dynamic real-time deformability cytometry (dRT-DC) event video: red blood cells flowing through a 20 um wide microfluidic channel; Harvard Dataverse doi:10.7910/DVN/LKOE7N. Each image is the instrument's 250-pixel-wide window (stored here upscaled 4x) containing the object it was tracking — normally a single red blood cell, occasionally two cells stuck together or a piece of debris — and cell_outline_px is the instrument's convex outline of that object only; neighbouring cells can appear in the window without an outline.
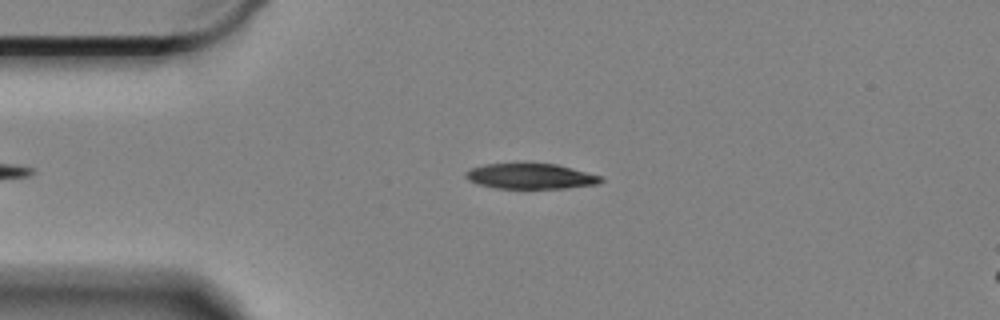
{"species": "Egyptian fruit bat (a non-hibernating species)", "species_latin": "Rousettus aegyptiacus", "temperature_condition": "cold", "stored_images_in_passage": 45, "camera_frame_rate_fps": 3000, "um_per_image_px": 0.085, "animal": {"sex": "female"}, "frame": {"image": 1, "passage_image": 3, "time_ms": 0.667, "image_size_px": [1000, 320], "cell_outline_px": [[604, 180], [596, 184], [564, 188], [496, 188], [480, 184], [468, 180], [464, 176], [464, 172], [472, 168], [484, 164], [516, 160], [524, 160], [556, 164], [604, 176]], "centroid_in_image_um": [45.07, 14.92], "position_along_channel_um": 39.9, "area_um2": 20.98}}
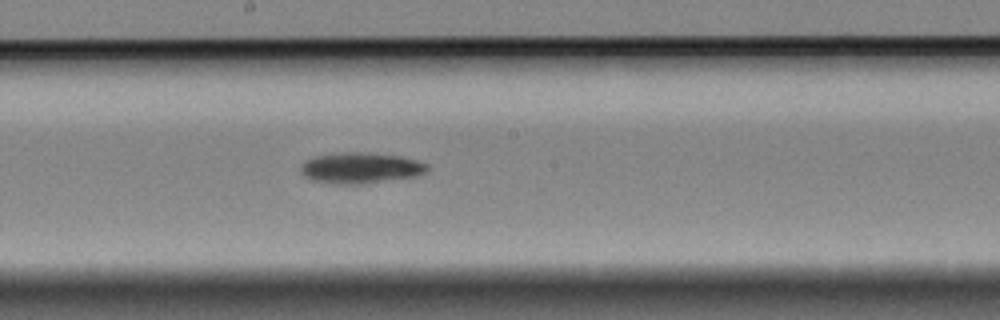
{"frame": {"image": 2, "passage_image": 21, "time_ms": 6.667, "image_size_px": [1000, 320], "cell_outline_px": [[428, 168], [424, 172], [416, 176], [368, 184], [332, 184], [312, 180], [304, 176], [300, 172], [300, 164], [304, 160], [316, 156], [344, 152], [364, 152], [400, 156], [416, 160], [428, 164]], "centroid_in_image_um": [30.61, 14.29], "position_along_channel_um": 217.6, "area_um2": 23.0}}
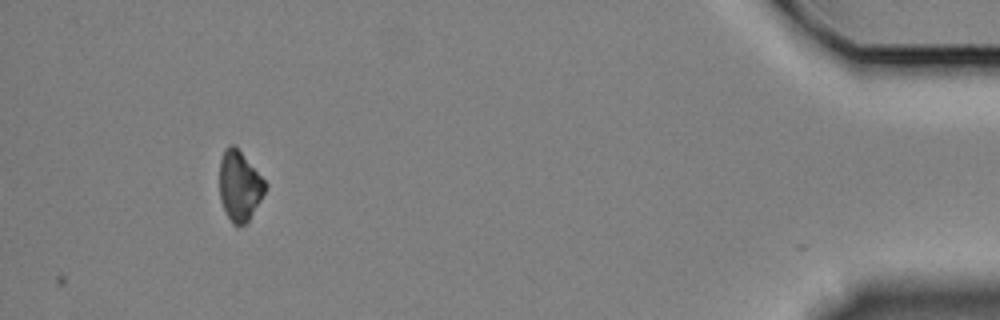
{"frame": {"image": 3, "passage_image": 45, "time_ms": 14.667, "image_size_px": [1000, 320], "cell_outline_px": [[268, 188], [248, 220], [244, 224], [232, 224], [220, 200], [220, 160], [224, 148], [232, 144], [240, 152], [268, 184]], "centroid_in_image_um": [20.36, 15.8], "position_along_channel_um": 414.8, "area_um2": 18.26}, "authors_computed_cell_mechanics": {"area_um2": 21.675, "velocity_mm_per_s": 3.3105, "shape_relaxation_time_tau1_ms": 5.0821, "shape_relaxation_time_tau2_ms": null, "deformation_change_tau1": 0.1189, "deformation_change_tau2": null}}